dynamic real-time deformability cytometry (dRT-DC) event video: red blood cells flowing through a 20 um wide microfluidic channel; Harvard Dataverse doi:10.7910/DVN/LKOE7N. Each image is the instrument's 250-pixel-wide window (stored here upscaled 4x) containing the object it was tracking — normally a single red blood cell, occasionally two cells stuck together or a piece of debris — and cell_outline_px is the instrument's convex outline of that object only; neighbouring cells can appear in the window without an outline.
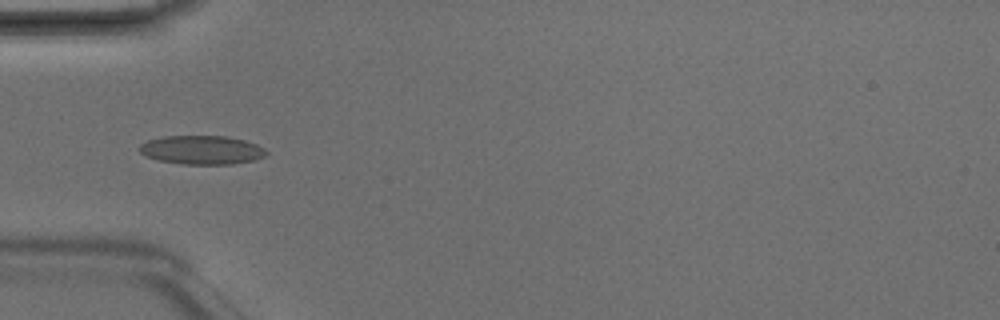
{"species": "Egyptian fruit bat (a non-hibernating species)", "species_latin": "Rousettus aegyptiacus", "temperature_condition": "room temperature", "stored_images_in_passage": 4, "camera_frame_rate_fps": 3000, "um_per_image_px": 0.085, "animal": {"sex": "male"}, "frame": {"image": 1, "passage_image": 4, "time_ms": 1.0, "image_size_px": [1000, 320], "cell_outline_px": [[268, 152], [264, 156], [252, 160], [232, 164], [184, 164], [156, 160], [144, 156], [136, 148], [140, 144], [148, 140], [164, 136], [228, 136], [244, 140], [256, 144], [264, 148]], "centroid_in_image_um": [17.1, 12.74], "position_along_channel_um": 67.9, "area_um2": 21.39}}